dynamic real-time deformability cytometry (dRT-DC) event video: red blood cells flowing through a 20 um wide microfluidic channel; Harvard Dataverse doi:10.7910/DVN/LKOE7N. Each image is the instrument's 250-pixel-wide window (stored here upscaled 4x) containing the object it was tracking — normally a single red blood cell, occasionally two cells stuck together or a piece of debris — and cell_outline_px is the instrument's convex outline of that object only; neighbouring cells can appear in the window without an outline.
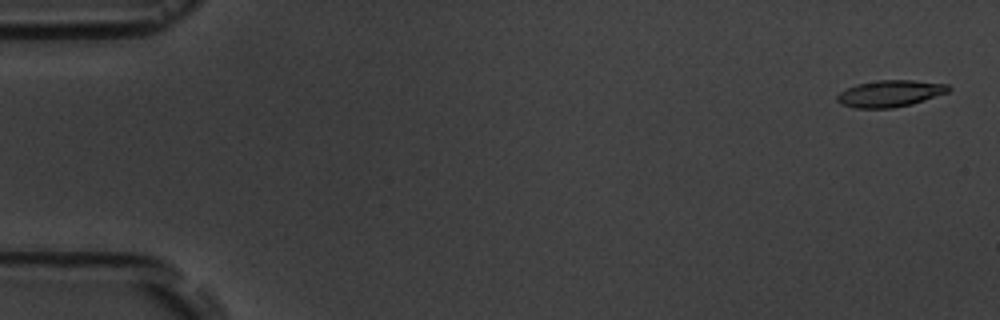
{"species": "common noctule bat (a hibernating species)", "species_latin": "Nyctalus noctula", "temperature_condition": "room temperature", "stored_images_in_passage": 4, "camera_frame_rate_fps": 3000, "um_per_image_px": 0.085, "animal": {"sex": "male", "body_mass_g": 19.5, "forearm_length_mm": 54.6}, "frame": {"image": 1, "passage_image": 1, "time_ms": 0.0, "image_size_px": [1000, 320], "cell_outline_px": [[952, 88], [948, 92], [912, 104], [892, 108], [856, 108], [840, 104], [836, 100], [836, 96], [840, 92], [856, 84], [880, 80], [912, 80], [948, 84]], "centroid_in_image_um": [75.65, 7.95], "position_along_channel_um": 9.4, "area_um2": 17.28}}
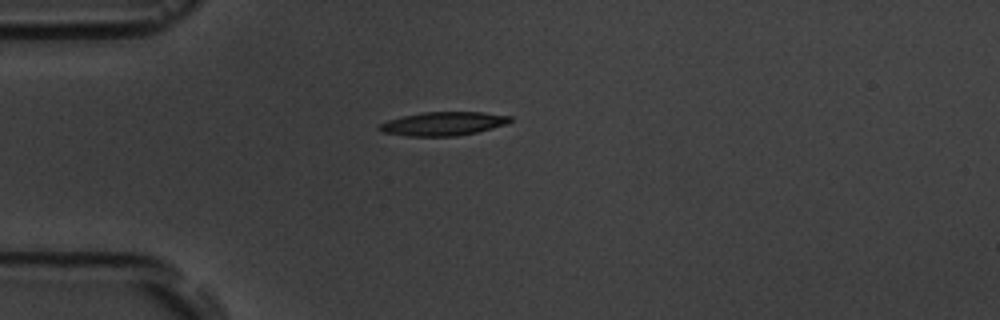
{"frame": {"image": 2, "passage_image": 4, "time_ms": 4.333, "image_size_px": [1000, 320], "cell_outline_px": [[512, 120], [508, 124], [476, 132], [456, 136], [408, 136], [380, 132], [376, 128], [380, 124], [388, 120], [404, 116], [424, 112], [484, 112], [512, 116]], "centroid_in_image_um": [37.68, 10.51], "position_along_channel_um": 47.3, "area_um2": 18.09}}